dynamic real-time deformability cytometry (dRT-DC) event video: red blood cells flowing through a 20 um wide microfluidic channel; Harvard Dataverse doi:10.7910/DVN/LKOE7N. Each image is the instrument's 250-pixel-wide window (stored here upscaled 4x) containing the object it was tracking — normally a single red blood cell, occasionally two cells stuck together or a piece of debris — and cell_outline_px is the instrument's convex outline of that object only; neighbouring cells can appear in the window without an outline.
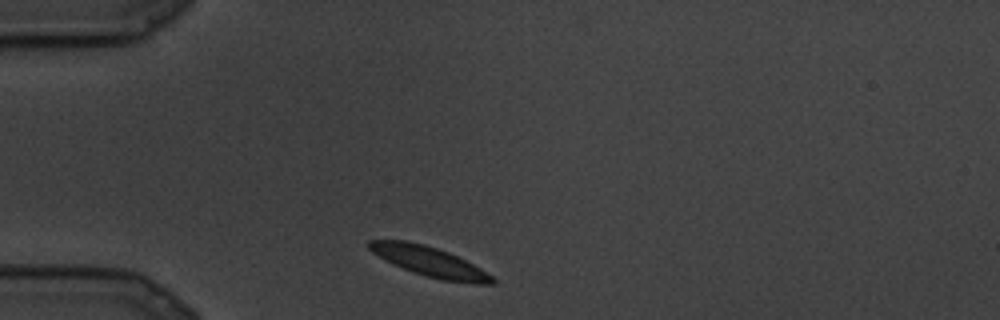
{"species": "common noctule bat (a hibernating species)", "species_latin": "Nyctalus noctula", "temperature_condition": "cold", "stored_images_in_passage": 9, "camera_frame_rate_fps": 3000, "um_per_image_px": 0.085, "animal": {"sex": "male", "body_mass_g": 19.5, "forearm_length_mm": 54.6}, "frame": {"image": 1, "passage_image": 1, "time_ms": 0.0, "image_size_px": [1000, 320], "cell_outline_px": [[496, 284], [472, 284], [440, 280], [412, 272], [372, 252], [364, 244], [368, 240], [408, 240], [424, 244], [448, 252], [480, 268], [492, 276], [496, 280]], "centroid_in_image_um": [36.52, 22.24], "position_along_channel_um": 48.5, "area_um2": 21.27}}
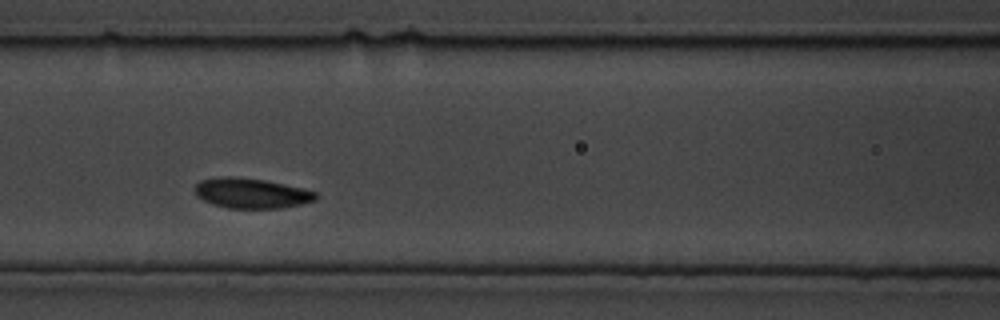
{"frame": {"image": 2, "passage_image": 6, "time_ms": 1.667, "image_size_px": [1000, 320], "cell_outline_px": [[320, 196], [316, 200], [300, 204], [280, 208], [228, 208], [212, 204], [196, 196], [196, 184], [200, 180], [216, 176], [232, 176], [264, 180], [304, 188], [316, 192]], "centroid_in_image_um": [21.37, 16.41], "position_along_channel_um": 145.2, "area_um2": 21.33}}
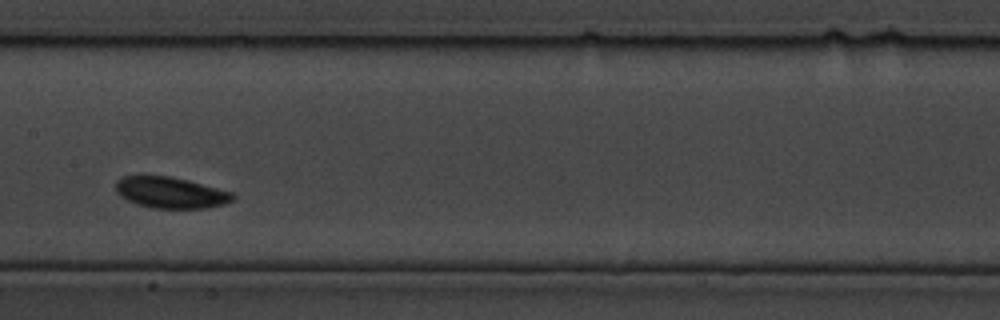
{"frame": {"image": 3, "passage_image": 8, "time_ms": 2.333, "image_size_px": [1000, 320], "cell_outline_px": [[236, 196], [232, 200], [224, 204], [204, 208], [152, 208], [136, 204], [120, 196], [116, 192], [116, 180], [120, 176], [168, 176], [188, 180], [232, 192]], "centroid_in_image_um": [14.48, 16.37], "position_along_channel_um": 192.9, "area_um2": 21.21}}